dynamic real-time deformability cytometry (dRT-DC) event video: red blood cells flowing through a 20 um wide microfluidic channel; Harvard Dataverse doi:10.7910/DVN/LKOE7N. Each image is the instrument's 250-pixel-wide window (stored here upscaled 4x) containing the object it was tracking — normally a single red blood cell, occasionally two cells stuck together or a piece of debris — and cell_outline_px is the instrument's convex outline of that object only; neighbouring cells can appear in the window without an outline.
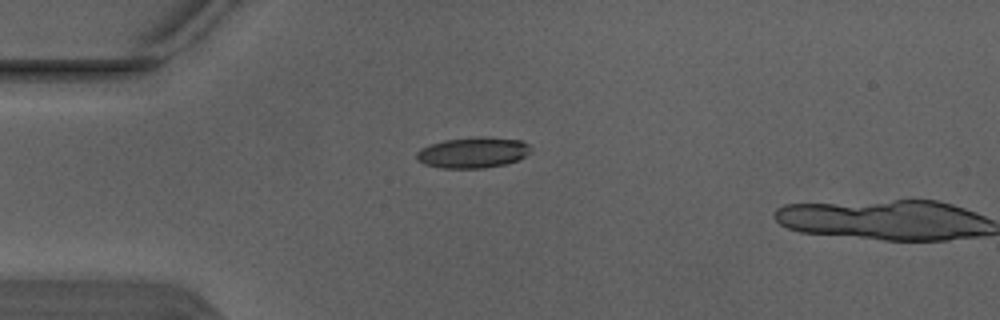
{"species": "Egyptian fruit bat (a non-hibernating species)", "species_latin": "Rousettus aegyptiacus", "temperature_condition": "warm", "stored_images_in_passage": 2, "camera_frame_rate_fps": 3000, "um_per_image_px": 0.085, "animal": {"sex": "male"}, "frame": {"image": 1, "passage_image": 1, "time_ms": 0.0, "image_size_px": [1000, 320], "cell_outline_px": [[532, 148], [520, 160], [504, 164], [484, 168], [440, 168], [424, 164], [416, 160], [416, 152], [420, 148], [444, 140], [476, 136], [524, 140]], "centroid_in_image_um": [40.19, 12.96], "position_along_channel_um": 44.8, "area_um2": 20.63}}